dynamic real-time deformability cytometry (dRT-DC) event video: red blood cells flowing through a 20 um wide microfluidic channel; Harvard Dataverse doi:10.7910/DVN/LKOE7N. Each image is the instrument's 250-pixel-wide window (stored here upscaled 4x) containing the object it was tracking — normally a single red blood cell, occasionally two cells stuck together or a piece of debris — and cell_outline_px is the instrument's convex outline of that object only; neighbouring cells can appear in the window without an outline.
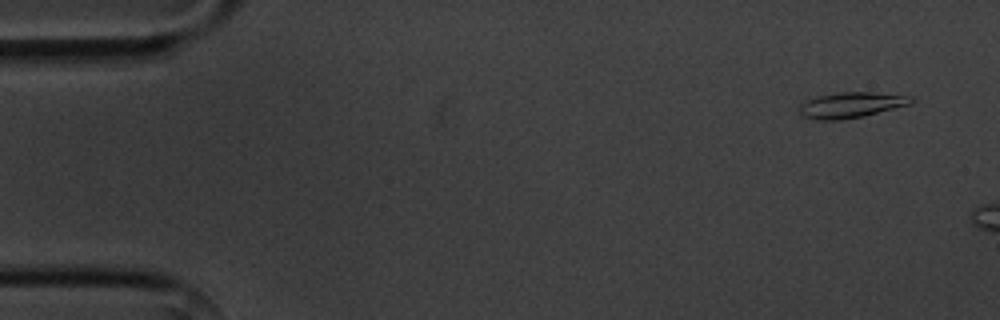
{"species": "common noctule bat (a hibernating species)", "species_latin": "Nyctalus noctula", "temperature_condition": "cold", "stored_images_in_passage": 3, "camera_frame_rate_fps": 3000, "um_per_image_px": 0.085, "animal": {"sex": "male", "body_mass_g": 20.1, "forearm_length_mm": 53.5}, "frame": {"image": 1, "passage_image": 1, "time_ms": 0.0, "image_size_px": [1000, 320], "cell_outline_px": [[916, 100], [912, 104], [864, 116], [840, 120], [816, 120], [800, 116], [800, 104], [808, 100], [820, 96], [840, 92], [872, 92], [916, 96]], "centroid_in_image_um": [72.42, 8.93], "position_along_channel_um": 12.6, "area_um2": 16.88}}